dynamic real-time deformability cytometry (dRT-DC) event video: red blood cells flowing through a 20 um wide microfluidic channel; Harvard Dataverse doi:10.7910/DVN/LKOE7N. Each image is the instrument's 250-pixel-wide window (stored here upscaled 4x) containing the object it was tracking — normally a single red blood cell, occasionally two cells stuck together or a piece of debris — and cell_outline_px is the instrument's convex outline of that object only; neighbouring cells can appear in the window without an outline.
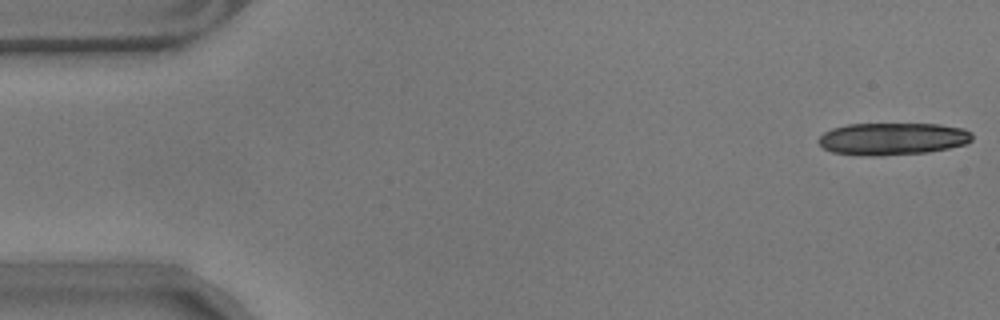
{"species": "common noctule bat (a hibernating species)", "species_latin": "Nyctalus noctula", "temperature_condition": "warm", "stored_images_in_passage": 17, "camera_frame_rate_fps": 3000, "um_per_image_px": 0.085, "animal": {"sex": "male", "body_mass_g": 17.9}, "frame": {"image": 1, "passage_image": 1, "time_ms": 0.0, "image_size_px": [1000, 320], "cell_outline_px": [[972, 140], [964, 144], [948, 148], [928, 152], [880, 156], [872, 156], [832, 152], [824, 148], [816, 140], [824, 132], [832, 128], [848, 124], [940, 124], [964, 128], [972, 132]], "centroid_in_image_um": [75.87, 11.79], "position_along_channel_um": 9.1, "area_um2": 28.96}}